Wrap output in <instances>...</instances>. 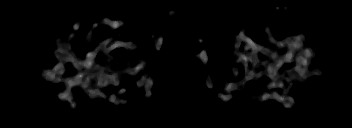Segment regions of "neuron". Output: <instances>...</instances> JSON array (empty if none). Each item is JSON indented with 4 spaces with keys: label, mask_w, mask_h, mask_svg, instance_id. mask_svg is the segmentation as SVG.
I'll return each mask as SVG.
<instances>
[{
    "label": "neuron",
    "mask_w": 352,
    "mask_h": 128,
    "mask_svg": "<svg viewBox=\"0 0 352 128\" xmlns=\"http://www.w3.org/2000/svg\"><path fill=\"white\" fill-rule=\"evenodd\" d=\"M106 23L107 26H111V24L113 25L114 28H117L119 25H120V21H111L109 19H105V20H100L99 22H97L95 24V26H98L99 24L101 23ZM79 23L77 22L74 26H73V29L74 30H77V28L79 27ZM269 40L270 41H273V40H276L275 38H273L272 35H269ZM92 39V34L89 33L88 37H87V40L88 41H91ZM244 39L248 42V45H246V48L248 47L249 49V45H252L250 47H252V52L250 53V57L248 56H245V55H239L238 54V60L242 57V59L245 60V63L248 64V62H251L253 63V68L251 70H247L246 69V76L245 78L243 79H246V78H251L252 75L254 74L255 71H258V67L257 65H261V66H266V71L265 73L270 76L273 80L272 81H275L276 83V86L277 87H282V81L281 79H279L278 76L275 75V71L277 70V68L282 64L284 63L285 61L291 59L292 57H295L296 60H297V68L294 69L296 70V76L297 77H300L301 79L299 80H302L303 77H305L306 75V72L307 71H310V69H308L307 67V61H306V58L305 57H309V56H312L313 54V50L311 47L307 48V49H302L303 46H302V36H298L296 37L294 40L292 41H288L286 40V45H283L282 42H279L278 40V43H281L282 44V47L283 46H288L289 47V50L291 52H289L288 54H285L281 57L280 61L279 62H272V63H268V62H261L258 60V57H257V50H260V47L259 45H253L252 43H250V38H246L244 37ZM160 40L158 39L155 43V46L157 49H160ZM107 43H108V40L107 41H103L102 44H100L99 46V50H106L105 52L106 53H110L111 50L115 47H118V46H121L122 45V42L121 41H117L116 43L112 44L111 46L109 45V47H107L105 49V46H107ZM64 47L65 49L59 47L57 50L54 51L55 55L60 59V62L58 64V66L53 69V70H50L48 71L47 69H44L43 72L44 74H47V76L50 77V79L52 81H56V77H55V74L56 73H62L64 71V67H63V63L67 62V61H70L76 68H78L79 70L82 68V67H85V68H88L90 69L91 68V72L88 73L87 71L86 72H83L82 74H77L76 76V79L73 80V79H69L68 81H64V79L62 80H59L60 83H63V84H66L68 86L69 89H72V86H76V85H80L82 89H87V85L85 83V79L87 78L88 79V76L91 74V76H96V73L94 72L93 70V66H94V61H95V57H94V54H91V53H88L87 55V59L86 60H78L77 57H75L73 51H72V48L67 44V43H64ZM128 49H137L136 46L133 44V43H129L127 44L126 46ZM266 54L268 53V56L271 57L272 60H276V55L273 53V52H268L267 49H263ZM206 57H207V54L205 52H203L201 54V60L202 62L206 61ZM140 69V67L136 68L135 70H131V69H128L127 70V74L129 75H134L136 73V70ZM82 78H83V81H82ZM119 81H118V78H114L112 77L111 75H105L104 71H102L101 73V76H100V81H99V85L100 86H106L110 83H113V84H117ZM139 84V86L143 85L145 83V80H138L137 82ZM146 91H150L151 87H152V76H151V80L149 79V81L147 80L146 82ZM208 85L209 87H212V83H211V80L208 78ZM225 89L226 88H234V89H238V87H236L235 84L233 83H230L228 84L227 86H224ZM95 96V97H101V96H105L104 94H102L101 92H99L98 90H91L89 91V96ZM71 92L68 91V90H62L59 94V98L63 101V100H67V99H70L71 97ZM266 98H273V99H280L282 105H284L285 107L287 108H292V105H293V101L290 99V98H281V96H278L277 95V92H273L270 96H266ZM115 101H119L118 99H116L115 97H109L108 99V102H115Z\"/></svg>",
    "instance_id": "neuron-1"
}]
</instances>
